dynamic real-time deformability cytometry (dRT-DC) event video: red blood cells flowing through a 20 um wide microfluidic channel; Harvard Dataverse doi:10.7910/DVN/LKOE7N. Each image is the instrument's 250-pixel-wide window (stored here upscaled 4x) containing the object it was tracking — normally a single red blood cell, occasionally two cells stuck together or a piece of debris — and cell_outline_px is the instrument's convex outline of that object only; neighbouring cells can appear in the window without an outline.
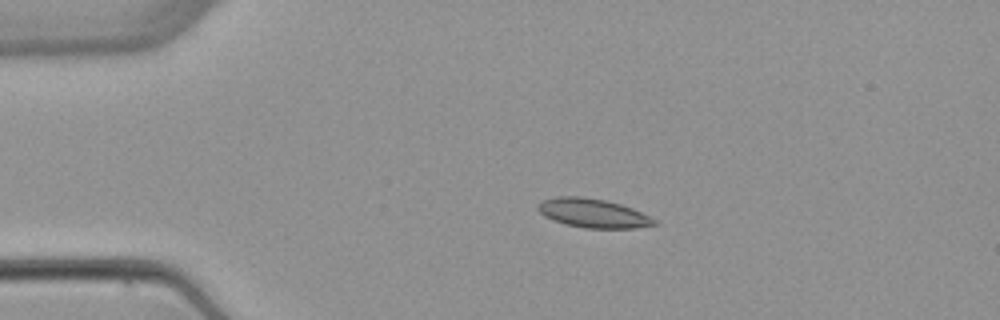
{"species": "common noctule bat (a hibernating species)", "species_latin": "Nyctalus noctula", "temperature_condition": "warm", "stored_images_in_passage": 4, "camera_frame_rate_fps": 3000, "um_per_image_px": 0.085, "animal": {"sex": "female", "body_mass_g": 22.7, "forearm_length_mm": 54.2}, "frame": {"image": 1, "passage_image": 3, "time_ms": 2.333, "image_size_px": [1000, 320], "cell_outline_px": [[660, 224], [636, 228], [584, 228], [564, 224], [552, 220], [544, 216], [536, 208], [536, 204], [544, 200], [560, 196], [580, 196], [604, 200], [620, 204], [632, 208], [656, 220]], "centroid_in_image_um": [50.39, 18.13], "position_along_channel_um": 34.6, "area_um2": 19.65}}